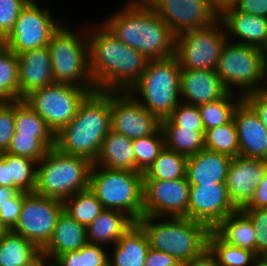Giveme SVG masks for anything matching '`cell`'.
Returning <instances> with one entry per match:
<instances>
[{
  "instance_id": "cell-1",
  "label": "cell",
  "mask_w": 267,
  "mask_h": 266,
  "mask_svg": "<svg viewBox=\"0 0 267 266\" xmlns=\"http://www.w3.org/2000/svg\"><path fill=\"white\" fill-rule=\"evenodd\" d=\"M89 71L95 89L128 92L143 74L147 58L122 43L103 24L87 28Z\"/></svg>"
},
{
  "instance_id": "cell-2",
  "label": "cell",
  "mask_w": 267,
  "mask_h": 266,
  "mask_svg": "<svg viewBox=\"0 0 267 266\" xmlns=\"http://www.w3.org/2000/svg\"><path fill=\"white\" fill-rule=\"evenodd\" d=\"M103 24L122 43L142 53L147 60L175 55V35L145 0H127Z\"/></svg>"
},
{
  "instance_id": "cell-3",
  "label": "cell",
  "mask_w": 267,
  "mask_h": 266,
  "mask_svg": "<svg viewBox=\"0 0 267 266\" xmlns=\"http://www.w3.org/2000/svg\"><path fill=\"white\" fill-rule=\"evenodd\" d=\"M110 130L111 92L96 90L86 96L75 117L55 134V148L94 163Z\"/></svg>"
},
{
  "instance_id": "cell-4",
  "label": "cell",
  "mask_w": 267,
  "mask_h": 266,
  "mask_svg": "<svg viewBox=\"0 0 267 266\" xmlns=\"http://www.w3.org/2000/svg\"><path fill=\"white\" fill-rule=\"evenodd\" d=\"M136 223L145 232L150 248L168 253L182 264L208 247L211 229L202 222L187 217L142 216Z\"/></svg>"
},
{
  "instance_id": "cell-5",
  "label": "cell",
  "mask_w": 267,
  "mask_h": 266,
  "mask_svg": "<svg viewBox=\"0 0 267 266\" xmlns=\"http://www.w3.org/2000/svg\"><path fill=\"white\" fill-rule=\"evenodd\" d=\"M180 74L181 67L175 55L148 60L140 79L128 93L162 121L168 118L181 102Z\"/></svg>"
},
{
  "instance_id": "cell-6",
  "label": "cell",
  "mask_w": 267,
  "mask_h": 266,
  "mask_svg": "<svg viewBox=\"0 0 267 266\" xmlns=\"http://www.w3.org/2000/svg\"><path fill=\"white\" fill-rule=\"evenodd\" d=\"M93 163L81 156L50 148L37 162L35 193L64 201L89 188Z\"/></svg>"
},
{
  "instance_id": "cell-7",
  "label": "cell",
  "mask_w": 267,
  "mask_h": 266,
  "mask_svg": "<svg viewBox=\"0 0 267 266\" xmlns=\"http://www.w3.org/2000/svg\"><path fill=\"white\" fill-rule=\"evenodd\" d=\"M89 188L104 209L122 211L135 222L143 216V173L93 164Z\"/></svg>"
},
{
  "instance_id": "cell-8",
  "label": "cell",
  "mask_w": 267,
  "mask_h": 266,
  "mask_svg": "<svg viewBox=\"0 0 267 266\" xmlns=\"http://www.w3.org/2000/svg\"><path fill=\"white\" fill-rule=\"evenodd\" d=\"M74 33L66 23L52 34L48 48L55 83H66L96 91L89 71L87 28ZM84 30V31H83Z\"/></svg>"
},
{
  "instance_id": "cell-9",
  "label": "cell",
  "mask_w": 267,
  "mask_h": 266,
  "mask_svg": "<svg viewBox=\"0 0 267 266\" xmlns=\"http://www.w3.org/2000/svg\"><path fill=\"white\" fill-rule=\"evenodd\" d=\"M215 71L229 92L237 87L244 96L267 88V62L262 50L251 45L227 40Z\"/></svg>"
},
{
  "instance_id": "cell-10",
  "label": "cell",
  "mask_w": 267,
  "mask_h": 266,
  "mask_svg": "<svg viewBox=\"0 0 267 266\" xmlns=\"http://www.w3.org/2000/svg\"><path fill=\"white\" fill-rule=\"evenodd\" d=\"M222 21L175 36V56L181 69L216 70L218 59L227 41Z\"/></svg>"
},
{
  "instance_id": "cell-11",
  "label": "cell",
  "mask_w": 267,
  "mask_h": 266,
  "mask_svg": "<svg viewBox=\"0 0 267 266\" xmlns=\"http://www.w3.org/2000/svg\"><path fill=\"white\" fill-rule=\"evenodd\" d=\"M89 93L87 88L53 83L33 90L23 100L56 134L75 117L79 105Z\"/></svg>"
},
{
  "instance_id": "cell-12",
  "label": "cell",
  "mask_w": 267,
  "mask_h": 266,
  "mask_svg": "<svg viewBox=\"0 0 267 266\" xmlns=\"http://www.w3.org/2000/svg\"><path fill=\"white\" fill-rule=\"evenodd\" d=\"M63 210L62 200L44 197L35 192L25 193L20 216L11 231L42 250L51 239L57 219Z\"/></svg>"
},
{
  "instance_id": "cell-13",
  "label": "cell",
  "mask_w": 267,
  "mask_h": 266,
  "mask_svg": "<svg viewBox=\"0 0 267 266\" xmlns=\"http://www.w3.org/2000/svg\"><path fill=\"white\" fill-rule=\"evenodd\" d=\"M55 21L50 9L36 4H26L10 33L0 42L16 55L32 49L48 46L52 34L63 21Z\"/></svg>"
},
{
  "instance_id": "cell-14",
  "label": "cell",
  "mask_w": 267,
  "mask_h": 266,
  "mask_svg": "<svg viewBox=\"0 0 267 266\" xmlns=\"http://www.w3.org/2000/svg\"><path fill=\"white\" fill-rule=\"evenodd\" d=\"M189 189L186 177L143 180V216L188 218Z\"/></svg>"
},
{
  "instance_id": "cell-15",
  "label": "cell",
  "mask_w": 267,
  "mask_h": 266,
  "mask_svg": "<svg viewBox=\"0 0 267 266\" xmlns=\"http://www.w3.org/2000/svg\"><path fill=\"white\" fill-rule=\"evenodd\" d=\"M173 34L201 29L219 20L209 0H145Z\"/></svg>"
},
{
  "instance_id": "cell-16",
  "label": "cell",
  "mask_w": 267,
  "mask_h": 266,
  "mask_svg": "<svg viewBox=\"0 0 267 266\" xmlns=\"http://www.w3.org/2000/svg\"><path fill=\"white\" fill-rule=\"evenodd\" d=\"M161 121L128 92H111V130L130 139L154 134Z\"/></svg>"
},
{
  "instance_id": "cell-17",
  "label": "cell",
  "mask_w": 267,
  "mask_h": 266,
  "mask_svg": "<svg viewBox=\"0 0 267 266\" xmlns=\"http://www.w3.org/2000/svg\"><path fill=\"white\" fill-rule=\"evenodd\" d=\"M236 210L225 183L190 185L188 219L202 222L213 230Z\"/></svg>"
},
{
  "instance_id": "cell-18",
  "label": "cell",
  "mask_w": 267,
  "mask_h": 266,
  "mask_svg": "<svg viewBox=\"0 0 267 266\" xmlns=\"http://www.w3.org/2000/svg\"><path fill=\"white\" fill-rule=\"evenodd\" d=\"M267 160L236 156L231 159L226 176V188L232 203L242 209L253 197L262 181Z\"/></svg>"
},
{
  "instance_id": "cell-19",
  "label": "cell",
  "mask_w": 267,
  "mask_h": 266,
  "mask_svg": "<svg viewBox=\"0 0 267 266\" xmlns=\"http://www.w3.org/2000/svg\"><path fill=\"white\" fill-rule=\"evenodd\" d=\"M239 156L267 160V129L254 110L242 100L234 110Z\"/></svg>"
},
{
  "instance_id": "cell-20",
  "label": "cell",
  "mask_w": 267,
  "mask_h": 266,
  "mask_svg": "<svg viewBox=\"0 0 267 266\" xmlns=\"http://www.w3.org/2000/svg\"><path fill=\"white\" fill-rule=\"evenodd\" d=\"M17 56L19 100L33 90L55 83L48 46L27 50Z\"/></svg>"
},
{
  "instance_id": "cell-21",
  "label": "cell",
  "mask_w": 267,
  "mask_h": 266,
  "mask_svg": "<svg viewBox=\"0 0 267 266\" xmlns=\"http://www.w3.org/2000/svg\"><path fill=\"white\" fill-rule=\"evenodd\" d=\"M227 92L216 71L181 69L180 99L184 100L182 102L198 106L216 101Z\"/></svg>"
},
{
  "instance_id": "cell-22",
  "label": "cell",
  "mask_w": 267,
  "mask_h": 266,
  "mask_svg": "<svg viewBox=\"0 0 267 266\" xmlns=\"http://www.w3.org/2000/svg\"><path fill=\"white\" fill-rule=\"evenodd\" d=\"M227 39L262 49L267 41V18L226 9L220 16ZM233 37V39H231Z\"/></svg>"
},
{
  "instance_id": "cell-23",
  "label": "cell",
  "mask_w": 267,
  "mask_h": 266,
  "mask_svg": "<svg viewBox=\"0 0 267 266\" xmlns=\"http://www.w3.org/2000/svg\"><path fill=\"white\" fill-rule=\"evenodd\" d=\"M231 157L203 148L189 156L186 178L190 185L225 183Z\"/></svg>"
},
{
  "instance_id": "cell-24",
  "label": "cell",
  "mask_w": 267,
  "mask_h": 266,
  "mask_svg": "<svg viewBox=\"0 0 267 266\" xmlns=\"http://www.w3.org/2000/svg\"><path fill=\"white\" fill-rule=\"evenodd\" d=\"M87 243L86 227L63 210L57 219L52 237L41 250V254L55 259L61 254L77 251Z\"/></svg>"
},
{
  "instance_id": "cell-25",
  "label": "cell",
  "mask_w": 267,
  "mask_h": 266,
  "mask_svg": "<svg viewBox=\"0 0 267 266\" xmlns=\"http://www.w3.org/2000/svg\"><path fill=\"white\" fill-rule=\"evenodd\" d=\"M108 261L109 266H144L150 249L143 229L135 223L112 246Z\"/></svg>"
},
{
  "instance_id": "cell-26",
  "label": "cell",
  "mask_w": 267,
  "mask_h": 266,
  "mask_svg": "<svg viewBox=\"0 0 267 266\" xmlns=\"http://www.w3.org/2000/svg\"><path fill=\"white\" fill-rule=\"evenodd\" d=\"M136 222L126 213L119 210L105 209L87 227L88 243L102 245L109 248Z\"/></svg>"
},
{
  "instance_id": "cell-27",
  "label": "cell",
  "mask_w": 267,
  "mask_h": 266,
  "mask_svg": "<svg viewBox=\"0 0 267 266\" xmlns=\"http://www.w3.org/2000/svg\"><path fill=\"white\" fill-rule=\"evenodd\" d=\"M93 164L110 169L135 171L133 139L110 130Z\"/></svg>"
},
{
  "instance_id": "cell-28",
  "label": "cell",
  "mask_w": 267,
  "mask_h": 266,
  "mask_svg": "<svg viewBox=\"0 0 267 266\" xmlns=\"http://www.w3.org/2000/svg\"><path fill=\"white\" fill-rule=\"evenodd\" d=\"M213 231L227 244L252 251L256 255V229L241 209L224 218Z\"/></svg>"
},
{
  "instance_id": "cell-29",
  "label": "cell",
  "mask_w": 267,
  "mask_h": 266,
  "mask_svg": "<svg viewBox=\"0 0 267 266\" xmlns=\"http://www.w3.org/2000/svg\"><path fill=\"white\" fill-rule=\"evenodd\" d=\"M14 135H33L48 150L55 147V134L23 99L14 102Z\"/></svg>"
},
{
  "instance_id": "cell-30",
  "label": "cell",
  "mask_w": 267,
  "mask_h": 266,
  "mask_svg": "<svg viewBox=\"0 0 267 266\" xmlns=\"http://www.w3.org/2000/svg\"><path fill=\"white\" fill-rule=\"evenodd\" d=\"M41 256L35 244L12 231L0 239V266H32Z\"/></svg>"
},
{
  "instance_id": "cell-31",
  "label": "cell",
  "mask_w": 267,
  "mask_h": 266,
  "mask_svg": "<svg viewBox=\"0 0 267 266\" xmlns=\"http://www.w3.org/2000/svg\"><path fill=\"white\" fill-rule=\"evenodd\" d=\"M188 157L166 147L143 173V180H176L186 177Z\"/></svg>"
},
{
  "instance_id": "cell-32",
  "label": "cell",
  "mask_w": 267,
  "mask_h": 266,
  "mask_svg": "<svg viewBox=\"0 0 267 266\" xmlns=\"http://www.w3.org/2000/svg\"><path fill=\"white\" fill-rule=\"evenodd\" d=\"M236 93L228 91L216 101L198 105L205 130L224 125L233 119L234 110L243 100V96Z\"/></svg>"
},
{
  "instance_id": "cell-33",
  "label": "cell",
  "mask_w": 267,
  "mask_h": 266,
  "mask_svg": "<svg viewBox=\"0 0 267 266\" xmlns=\"http://www.w3.org/2000/svg\"><path fill=\"white\" fill-rule=\"evenodd\" d=\"M165 147L187 157L200 152L204 146L205 130H192L179 126H161Z\"/></svg>"
},
{
  "instance_id": "cell-34",
  "label": "cell",
  "mask_w": 267,
  "mask_h": 266,
  "mask_svg": "<svg viewBox=\"0 0 267 266\" xmlns=\"http://www.w3.org/2000/svg\"><path fill=\"white\" fill-rule=\"evenodd\" d=\"M63 204L64 211L85 227L105 210L90 188L79 191L65 199Z\"/></svg>"
},
{
  "instance_id": "cell-35",
  "label": "cell",
  "mask_w": 267,
  "mask_h": 266,
  "mask_svg": "<svg viewBox=\"0 0 267 266\" xmlns=\"http://www.w3.org/2000/svg\"><path fill=\"white\" fill-rule=\"evenodd\" d=\"M18 56L0 43V103L19 100Z\"/></svg>"
},
{
  "instance_id": "cell-36",
  "label": "cell",
  "mask_w": 267,
  "mask_h": 266,
  "mask_svg": "<svg viewBox=\"0 0 267 266\" xmlns=\"http://www.w3.org/2000/svg\"><path fill=\"white\" fill-rule=\"evenodd\" d=\"M8 187L32 193L36 188L37 161L7 153Z\"/></svg>"
},
{
  "instance_id": "cell-37",
  "label": "cell",
  "mask_w": 267,
  "mask_h": 266,
  "mask_svg": "<svg viewBox=\"0 0 267 266\" xmlns=\"http://www.w3.org/2000/svg\"><path fill=\"white\" fill-rule=\"evenodd\" d=\"M208 248L219 266H256L260 260L252 251L227 244L213 230L208 236Z\"/></svg>"
},
{
  "instance_id": "cell-38",
  "label": "cell",
  "mask_w": 267,
  "mask_h": 266,
  "mask_svg": "<svg viewBox=\"0 0 267 266\" xmlns=\"http://www.w3.org/2000/svg\"><path fill=\"white\" fill-rule=\"evenodd\" d=\"M204 136L206 149L231 158L239 156L238 134L233 119L224 125L205 130Z\"/></svg>"
},
{
  "instance_id": "cell-39",
  "label": "cell",
  "mask_w": 267,
  "mask_h": 266,
  "mask_svg": "<svg viewBox=\"0 0 267 266\" xmlns=\"http://www.w3.org/2000/svg\"><path fill=\"white\" fill-rule=\"evenodd\" d=\"M165 147L161 127L151 135L133 139L135 172L144 173Z\"/></svg>"
},
{
  "instance_id": "cell-40",
  "label": "cell",
  "mask_w": 267,
  "mask_h": 266,
  "mask_svg": "<svg viewBox=\"0 0 267 266\" xmlns=\"http://www.w3.org/2000/svg\"><path fill=\"white\" fill-rule=\"evenodd\" d=\"M107 249V246L87 243L77 251L57 256L55 260L60 266H109Z\"/></svg>"
},
{
  "instance_id": "cell-41",
  "label": "cell",
  "mask_w": 267,
  "mask_h": 266,
  "mask_svg": "<svg viewBox=\"0 0 267 266\" xmlns=\"http://www.w3.org/2000/svg\"><path fill=\"white\" fill-rule=\"evenodd\" d=\"M161 126H179L192 130H205L198 106L182 101L168 118L161 121Z\"/></svg>"
},
{
  "instance_id": "cell-42",
  "label": "cell",
  "mask_w": 267,
  "mask_h": 266,
  "mask_svg": "<svg viewBox=\"0 0 267 266\" xmlns=\"http://www.w3.org/2000/svg\"><path fill=\"white\" fill-rule=\"evenodd\" d=\"M48 149L33 135H13L7 153L28 157L37 162L43 158Z\"/></svg>"
},
{
  "instance_id": "cell-43",
  "label": "cell",
  "mask_w": 267,
  "mask_h": 266,
  "mask_svg": "<svg viewBox=\"0 0 267 266\" xmlns=\"http://www.w3.org/2000/svg\"><path fill=\"white\" fill-rule=\"evenodd\" d=\"M256 229V256L267 259V208H242Z\"/></svg>"
},
{
  "instance_id": "cell-44",
  "label": "cell",
  "mask_w": 267,
  "mask_h": 266,
  "mask_svg": "<svg viewBox=\"0 0 267 266\" xmlns=\"http://www.w3.org/2000/svg\"><path fill=\"white\" fill-rule=\"evenodd\" d=\"M25 5L24 0H0V42L10 33Z\"/></svg>"
},
{
  "instance_id": "cell-45",
  "label": "cell",
  "mask_w": 267,
  "mask_h": 266,
  "mask_svg": "<svg viewBox=\"0 0 267 266\" xmlns=\"http://www.w3.org/2000/svg\"><path fill=\"white\" fill-rule=\"evenodd\" d=\"M14 132V102L0 103V153L8 150Z\"/></svg>"
},
{
  "instance_id": "cell-46",
  "label": "cell",
  "mask_w": 267,
  "mask_h": 266,
  "mask_svg": "<svg viewBox=\"0 0 267 266\" xmlns=\"http://www.w3.org/2000/svg\"><path fill=\"white\" fill-rule=\"evenodd\" d=\"M24 198L25 192L19 191L10 199V202L0 206V220L9 231L15 227L18 221Z\"/></svg>"
},
{
  "instance_id": "cell-47",
  "label": "cell",
  "mask_w": 267,
  "mask_h": 266,
  "mask_svg": "<svg viewBox=\"0 0 267 266\" xmlns=\"http://www.w3.org/2000/svg\"><path fill=\"white\" fill-rule=\"evenodd\" d=\"M243 100L254 110L267 129V88L247 93Z\"/></svg>"
},
{
  "instance_id": "cell-48",
  "label": "cell",
  "mask_w": 267,
  "mask_h": 266,
  "mask_svg": "<svg viewBox=\"0 0 267 266\" xmlns=\"http://www.w3.org/2000/svg\"><path fill=\"white\" fill-rule=\"evenodd\" d=\"M236 11L267 18V0H237Z\"/></svg>"
},
{
  "instance_id": "cell-49",
  "label": "cell",
  "mask_w": 267,
  "mask_h": 266,
  "mask_svg": "<svg viewBox=\"0 0 267 266\" xmlns=\"http://www.w3.org/2000/svg\"><path fill=\"white\" fill-rule=\"evenodd\" d=\"M144 266H182V263L168 253L150 248Z\"/></svg>"
},
{
  "instance_id": "cell-50",
  "label": "cell",
  "mask_w": 267,
  "mask_h": 266,
  "mask_svg": "<svg viewBox=\"0 0 267 266\" xmlns=\"http://www.w3.org/2000/svg\"><path fill=\"white\" fill-rule=\"evenodd\" d=\"M243 208H267V167L253 197Z\"/></svg>"
},
{
  "instance_id": "cell-51",
  "label": "cell",
  "mask_w": 267,
  "mask_h": 266,
  "mask_svg": "<svg viewBox=\"0 0 267 266\" xmlns=\"http://www.w3.org/2000/svg\"><path fill=\"white\" fill-rule=\"evenodd\" d=\"M182 266H219L215 255L207 247L201 254L195 256Z\"/></svg>"
},
{
  "instance_id": "cell-52",
  "label": "cell",
  "mask_w": 267,
  "mask_h": 266,
  "mask_svg": "<svg viewBox=\"0 0 267 266\" xmlns=\"http://www.w3.org/2000/svg\"><path fill=\"white\" fill-rule=\"evenodd\" d=\"M0 186L8 187L7 152L0 153Z\"/></svg>"
},
{
  "instance_id": "cell-53",
  "label": "cell",
  "mask_w": 267,
  "mask_h": 266,
  "mask_svg": "<svg viewBox=\"0 0 267 266\" xmlns=\"http://www.w3.org/2000/svg\"><path fill=\"white\" fill-rule=\"evenodd\" d=\"M237 0H209L210 5L220 16L226 9L232 8Z\"/></svg>"
},
{
  "instance_id": "cell-54",
  "label": "cell",
  "mask_w": 267,
  "mask_h": 266,
  "mask_svg": "<svg viewBox=\"0 0 267 266\" xmlns=\"http://www.w3.org/2000/svg\"><path fill=\"white\" fill-rule=\"evenodd\" d=\"M19 191L16 188L0 186V206L10 202Z\"/></svg>"
},
{
  "instance_id": "cell-55",
  "label": "cell",
  "mask_w": 267,
  "mask_h": 266,
  "mask_svg": "<svg viewBox=\"0 0 267 266\" xmlns=\"http://www.w3.org/2000/svg\"><path fill=\"white\" fill-rule=\"evenodd\" d=\"M38 266H60L55 259H50L44 256H41L38 259Z\"/></svg>"
},
{
  "instance_id": "cell-56",
  "label": "cell",
  "mask_w": 267,
  "mask_h": 266,
  "mask_svg": "<svg viewBox=\"0 0 267 266\" xmlns=\"http://www.w3.org/2000/svg\"><path fill=\"white\" fill-rule=\"evenodd\" d=\"M9 230L5 227V225L0 220V239L8 232Z\"/></svg>"
},
{
  "instance_id": "cell-57",
  "label": "cell",
  "mask_w": 267,
  "mask_h": 266,
  "mask_svg": "<svg viewBox=\"0 0 267 266\" xmlns=\"http://www.w3.org/2000/svg\"><path fill=\"white\" fill-rule=\"evenodd\" d=\"M261 50H262L264 59L267 62V41H266V44L263 46V48Z\"/></svg>"
},
{
  "instance_id": "cell-58",
  "label": "cell",
  "mask_w": 267,
  "mask_h": 266,
  "mask_svg": "<svg viewBox=\"0 0 267 266\" xmlns=\"http://www.w3.org/2000/svg\"><path fill=\"white\" fill-rule=\"evenodd\" d=\"M256 266H267V259H260Z\"/></svg>"
},
{
  "instance_id": "cell-59",
  "label": "cell",
  "mask_w": 267,
  "mask_h": 266,
  "mask_svg": "<svg viewBox=\"0 0 267 266\" xmlns=\"http://www.w3.org/2000/svg\"><path fill=\"white\" fill-rule=\"evenodd\" d=\"M26 4H36L35 0H24Z\"/></svg>"
},
{
  "instance_id": "cell-60",
  "label": "cell",
  "mask_w": 267,
  "mask_h": 266,
  "mask_svg": "<svg viewBox=\"0 0 267 266\" xmlns=\"http://www.w3.org/2000/svg\"><path fill=\"white\" fill-rule=\"evenodd\" d=\"M32 266H38V260H37V262H36L35 264H33Z\"/></svg>"
}]
</instances>
